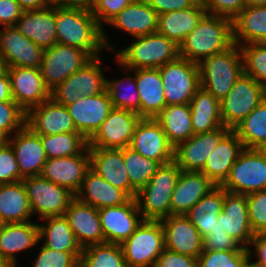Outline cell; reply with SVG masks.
<instances>
[{
  "instance_id": "51",
  "label": "cell",
  "mask_w": 266,
  "mask_h": 267,
  "mask_svg": "<svg viewBox=\"0 0 266 267\" xmlns=\"http://www.w3.org/2000/svg\"><path fill=\"white\" fill-rule=\"evenodd\" d=\"M246 198L248 219L254 234L266 233V190L250 193Z\"/></svg>"
},
{
  "instance_id": "65",
  "label": "cell",
  "mask_w": 266,
  "mask_h": 267,
  "mask_svg": "<svg viewBox=\"0 0 266 267\" xmlns=\"http://www.w3.org/2000/svg\"><path fill=\"white\" fill-rule=\"evenodd\" d=\"M0 267H11L4 259L0 257Z\"/></svg>"
},
{
  "instance_id": "66",
  "label": "cell",
  "mask_w": 266,
  "mask_h": 267,
  "mask_svg": "<svg viewBox=\"0 0 266 267\" xmlns=\"http://www.w3.org/2000/svg\"><path fill=\"white\" fill-rule=\"evenodd\" d=\"M5 224L6 223L4 222V220L0 216V231L4 228Z\"/></svg>"
},
{
  "instance_id": "10",
  "label": "cell",
  "mask_w": 266,
  "mask_h": 267,
  "mask_svg": "<svg viewBox=\"0 0 266 267\" xmlns=\"http://www.w3.org/2000/svg\"><path fill=\"white\" fill-rule=\"evenodd\" d=\"M100 56L92 58L81 69L50 91V98L56 103L68 105L81 97L94 96L106 90Z\"/></svg>"
},
{
  "instance_id": "1",
  "label": "cell",
  "mask_w": 266,
  "mask_h": 267,
  "mask_svg": "<svg viewBox=\"0 0 266 267\" xmlns=\"http://www.w3.org/2000/svg\"><path fill=\"white\" fill-rule=\"evenodd\" d=\"M57 43L80 48L92 58L100 56L102 50H112L104 28H102L88 5L55 2Z\"/></svg>"
},
{
  "instance_id": "2",
  "label": "cell",
  "mask_w": 266,
  "mask_h": 267,
  "mask_svg": "<svg viewBox=\"0 0 266 267\" xmlns=\"http://www.w3.org/2000/svg\"><path fill=\"white\" fill-rule=\"evenodd\" d=\"M233 44V20L206 13L179 46V56L199 63Z\"/></svg>"
},
{
  "instance_id": "3",
  "label": "cell",
  "mask_w": 266,
  "mask_h": 267,
  "mask_svg": "<svg viewBox=\"0 0 266 267\" xmlns=\"http://www.w3.org/2000/svg\"><path fill=\"white\" fill-rule=\"evenodd\" d=\"M198 68L200 87L222 101L244 73L240 46L234 43L230 48L204 58Z\"/></svg>"
},
{
  "instance_id": "15",
  "label": "cell",
  "mask_w": 266,
  "mask_h": 267,
  "mask_svg": "<svg viewBox=\"0 0 266 267\" xmlns=\"http://www.w3.org/2000/svg\"><path fill=\"white\" fill-rule=\"evenodd\" d=\"M98 214L104 243L122 244L143 220L135 198L122 205L100 208Z\"/></svg>"
},
{
  "instance_id": "18",
  "label": "cell",
  "mask_w": 266,
  "mask_h": 267,
  "mask_svg": "<svg viewBox=\"0 0 266 267\" xmlns=\"http://www.w3.org/2000/svg\"><path fill=\"white\" fill-rule=\"evenodd\" d=\"M44 50L26 38L15 26L0 30V55L7 68L26 67L39 69Z\"/></svg>"
},
{
  "instance_id": "13",
  "label": "cell",
  "mask_w": 266,
  "mask_h": 267,
  "mask_svg": "<svg viewBox=\"0 0 266 267\" xmlns=\"http://www.w3.org/2000/svg\"><path fill=\"white\" fill-rule=\"evenodd\" d=\"M141 117L132 111L113 108L88 140V147L122 149L130 146Z\"/></svg>"
},
{
  "instance_id": "64",
  "label": "cell",
  "mask_w": 266,
  "mask_h": 267,
  "mask_svg": "<svg viewBox=\"0 0 266 267\" xmlns=\"http://www.w3.org/2000/svg\"><path fill=\"white\" fill-rule=\"evenodd\" d=\"M8 142V137L0 131V147Z\"/></svg>"
},
{
  "instance_id": "49",
  "label": "cell",
  "mask_w": 266,
  "mask_h": 267,
  "mask_svg": "<svg viewBox=\"0 0 266 267\" xmlns=\"http://www.w3.org/2000/svg\"><path fill=\"white\" fill-rule=\"evenodd\" d=\"M217 220L213 229L203 237V250L242 251L244 247L223 229L222 213L218 216Z\"/></svg>"
},
{
  "instance_id": "30",
  "label": "cell",
  "mask_w": 266,
  "mask_h": 267,
  "mask_svg": "<svg viewBox=\"0 0 266 267\" xmlns=\"http://www.w3.org/2000/svg\"><path fill=\"white\" fill-rule=\"evenodd\" d=\"M158 14L146 0H134L107 24L135 37L157 31Z\"/></svg>"
},
{
  "instance_id": "9",
  "label": "cell",
  "mask_w": 266,
  "mask_h": 267,
  "mask_svg": "<svg viewBox=\"0 0 266 267\" xmlns=\"http://www.w3.org/2000/svg\"><path fill=\"white\" fill-rule=\"evenodd\" d=\"M166 105L190 104L200 88L198 63L182 57L159 68Z\"/></svg>"
},
{
  "instance_id": "14",
  "label": "cell",
  "mask_w": 266,
  "mask_h": 267,
  "mask_svg": "<svg viewBox=\"0 0 266 267\" xmlns=\"http://www.w3.org/2000/svg\"><path fill=\"white\" fill-rule=\"evenodd\" d=\"M230 130L228 127L221 126L210 132L192 135L174 147L173 161L182 171L201 172L208 157Z\"/></svg>"
},
{
  "instance_id": "32",
  "label": "cell",
  "mask_w": 266,
  "mask_h": 267,
  "mask_svg": "<svg viewBox=\"0 0 266 267\" xmlns=\"http://www.w3.org/2000/svg\"><path fill=\"white\" fill-rule=\"evenodd\" d=\"M75 197L97 209L122 205L130 199L123 190L114 187L91 169L86 172Z\"/></svg>"
},
{
  "instance_id": "42",
  "label": "cell",
  "mask_w": 266,
  "mask_h": 267,
  "mask_svg": "<svg viewBox=\"0 0 266 267\" xmlns=\"http://www.w3.org/2000/svg\"><path fill=\"white\" fill-rule=\"evenodd\" d=\"M79 267H127L121 244H92L83 248Z\"/></svg>"
},
{
  "instance_id": "28",
  "label": "cell",
  "mask_w": 266,
  "mask_h": 267,
  "mask_svg": "<svg viewBox=\"0 0 266 267\" xmlns=\"http://www.w3.org/2000/svg\"><path fill=\"white\" fill-rule=\"evenodd\" d=\"M216 185L202 172L181 171L171 197V215H186Z\"/></svg>"
},
{
  "instance_id": "54",
  "label": "cell",
  "mask_w": 266,
  "mask_h": 267,
  "mask_svg": "<svg viewBox=\"0 0 266 267\" xmlns=\"http://www.w3.org/2000/svg\"><path fill=\"white\" fill-rule=\"evenodd\" d=\"M206 13L233 20L244 8V0H201Z\"/></svg>"
},
{
  "instance_id": "58",
  "label": "cell",
  "mask_w": 266,
  "mask_h": 267,
  "mask_svg": "<svg viewBox=\"0 0 266 267\" xmlns=\"http://www.w3.org/2000/svg\"><path fill=\"white\" fill-rule=\"evenodd\" d=\"M250 245L254 246L258 259L256 262H250V267H266V233L254 234Z\"/></svg>"
},
{
  "instance_id": "25",
  "label": "cell",
  "mask_w": 266,
  "mask_h": 267,
  "mask_svg": "<svg viewBox=\"0 0 266 267\" xmlns=\"http://www.w3.org/2000/svg\"><path fill=\"white\" fill-rule=\"evenodd\" d=\"M14 26L43 50L51 48L57 43L55 2L43 9L23 11Z\"/></svg>"
},
{
  "instance_id": "5",
  "label": "cell",
  "mask_w": 266,
  "mask_h": 267,
  "mask_svg": "<svg viewBox=\"0 0 266 267\" xmlns=\"http://www.w3.org/2000/svg\"><path fill=\"white\" fill-rule=\"evenodd\" d=\"M136 39L116 56L118 64L127 72L136 69L160 68L179 57V46L158 32L136 37Z\"/></svg>"
},
{
  "instance_id": "31",
  "label": "cell",
  "mask_w": 266,
  "mask_h": 267,
  "mask_svg": "<svg viewBox=\"0 0 266 267\" xmlns=\"http://www.w3.org/2000/svg\"><path fill=\"white\" fill-rule=\"evenodd\" d=\"M140 99V117L155 118L166 107L164 85L159 68L132 70Z\"/></svg>"
},
{
  "instance_id": "67",
  "label": "cell",
  "mask_w": 266,
  "mask_h": 267,
  "mask_svg": "<svg viewBox=\"0 0 266 267\" xmlns=\"http://www.w3.org/2000/svg\"><path fill=\"white\" fill-rule=\"evenodd\" d=\"M52 2L60 3L62 0H51Z\"/></svg>"
},
{
  "instance_id": "29",
  "label": "cell",
  "mask_w": 266,
  "mask_h": 267,
  "mask_svg": "<svg viewBox=\"0 0 266 267\" xmlns=\"http://www.w3.org/2000/svg\"><path fill=\"white\" fill-rule=\"evenodd\" d=\"M244 150L243 143L233 130H230L208 157L201 170L216 186H221L228 178L231 167Z\"/></svg>"
},
{
  "instance_id": "40",
  "label": "cell",
  "mask_w": 266,
  "mask_h": 267,
  "mask_svg": "<svg viewBox=\"0 0 266 267\" xmlns=\"http://www.w3.org/2000/svg\"><path fill=\"white\" fill-rule=\"evenodd\" d=\"M155 119L174 147L194 135L189 104L166 105Z\"/></svg>"
},
{
  "instance_id": "39",
  "label": "cell",
  "mask_w": 266,
  "mask_h": 267,
  "mask_svg": "<svg viewBox=\"0 0 266 267\" xmlns=\"http://www.w3.org/2000/svg\"><path fill=\"white\" fill-rule=\"evenodd\" d=\"M41 220L47 221L46 225L38 224L39 241L44 238V246L64 252H82L83 248L64 215L45 217Z\"/></svg>"
},
{
  "instance_id": "12",
  "label": "cell",
  "mask_w": 266,
  "mask_h": 267,
  "mask_svg": "<svg viewBox=\"0 0 266 267\" xmlns=\"http://www.w3.org/2000/svg\"><path fill=\"white\" fill-rule=\"evenodd\" d=\"M33 214L40 219L62 216L75 195L69 190L44 178L42 175L26 177L23 180Z\"/></svg>"
},
{
  "instance_id": "63",
  "label": "cell",
  "mask_w": 266,
  "mask_h": 267,
  "mask_svg": "<svg viewBox=\"0 0 266 267\" xmlns=\"http://www.w3.org/2000/svg\"><path fill=\"white\" fill-rule=\"evenodd\" d=\"M7 71V65L5 60L0 55V76H2Z\"/></svg>"
},
{
  "instance_id": "62",
  "label": "cell",
  "mask_w": 266,
  "mask_h": 267,
  "mask_svg": "<svg viewBox=\"0 0 266 267\" xmlns=\"http://www.w3.org/2000/svg\"><path fill=\"white\" fill-rule=\"evenodd\" d=\"M245 7L266 6V0H244Z\"/></svg>"
},
{
  "instance_id": "53",
  "label": "cell",
  "mask_w": 266,
  "mask_h": 267,
  "mask_svg": "<svg viewBox=\"0 0 266 267\" xmlns=\"http://www.w3.org/2000/svg\"><path fill=\"white\" fill-rule=\"evenodd\" d=\"M133 1L134 0H94L89 7L98 24L103 28V23H108Z\"/></svg>"
},
{
  "instance_id": "41",
  "label": "cell",
  "mask_w": 266,
  "mask_h": 267,
  "mask_svg": "<svg viewBox=\"0 0 266 267\" xmlns=\"http://www.w3.org/2000/svg\"><path fill=\"white\" fill-rule=\"evenodd\" d=\"M247 149L266 146V98L233 129Z\"/></svg>"
},
{
  "instance_id": "20",
  "label": "cell",
  "mask_w": 266,
  "mask_h": 267,
  "mask_svg": "<svg viewBox=\"0 0 266 267\" xmlns=\"http://www.w3.org/2000/svg\"><path fill=\"white\" fill-rule=\"evenodd\" d=\"M90 169L88 146L78 155L46 160L41 175L76 195Z\"/></svg>"
},
{
  "instance_id": "16",
  "label": "cell",
  "mask_w": 266,
  "mask_h": 267,
  "mask_svg": "<svg viewBox=\"0 0 266 267\" xmlns=\"http://www.w3.org/2000/svg\"><path fill=\"white\" fill-rule=\"evenodd\" d=\"M129 147L161 165L174 159V146L168 141L165 132L155 118H141Z\"/></svg>"
},
{
  "instance_id": "60",
  "label": "cell",
  "mask_w": 266,
  "mask_h": 267,
  "mask_svg": "<svg viewBox=\"0 0 266 267\" xmlns=\"http://www.w3.org/2000/svg\"><path fill=\"white\" fill-rule=\"evenodd\" d=\"M23 11L43 9L53 3L51 0H16Z\"/></svg>"
},
{
  "instance_id": "24",
  "label": "cell",
  "mask_w": 266,
  "mask_h": 267,
  "mask_svg": "<svg viewBox=\"0 0 266 267\" xmlns=\"http://www.w3.org/2000/svg\"><path fill=\"white\" fill-rule=\"evenodd\" d=\"M88 149L90 169L114 187L123 190L130 198H135L137 192L130 185L124 164L123 148L88 147Z\"/></svg>"
},
{
  "instance_id": "33",
  "label": "cell",
  "mask_w": 266,
  "mask_h": 267,
  "mask_svg": "<svg viewBox=\"0 0 266 267\" xmlns=\"http://www.w3.org/2000/svg\"><path fill=\"white\" fill-rule=\"evenodd\" d=\"M39 243V228L34 222L5 224L0 231V257L10 266L18 267L17 252Z\"/></svg>"
},
{
  "instance_id": "68",
  "label": "cell",
  "mask_w": 266,
  "mask_h": 267,
  "mask_svg": "<svg viewBox=\"0 0 266 267\" xmlns=\"http://www.w3.org/2000/svg\"><path fill=\"white\" fill-rule=\"evenodd\" d=\"M262 150L266 153V146L262 148Z\"/></svg>"
},
{
  "instance_id": "23",
  "label": "cell",
  "mask_w": 266,
  "mask_h": 267,
  "mask_svg": "<svg viewBox=\"0 0 266 267\" xmlns=\"http://www.w3.org/2000/svg\"><path fill=\"white\" fill-rule=\"evenodd\" d=\"M14 133L9 136L8 143L14 150L21 176L41 175L47 160L41 135L33 133L27 126Z\"/></svg>"
},
{
  "instance_id": "21",
  "label": "cell",
  "mask_w": 266,
  "mask_h": 267,
  "mask_svg": "<svg viewBox=\"0 0 266 267\" xmlns=\"http://www.w3.org/2000/svg\"><path fill=\"white\" fill-rule=\"evenodd\" d=\"M7 73L13 100L25 112L50 99V90L46 87L39 69L9 67Z\"/></svg>"
},
{
  "instance_id": "6",
  "label": "cell",
  "mask_w": 266,
  "mask_h": 267,
  "mask_svg": "<svg viewBox=\"0 0 266 267\" xmlns=\"http://www.w3.org/2000/svg\"><path fill=\"white\" fill-rule=\"evenodd\" d=\"M121 247L127 267H154L165 249L162 223L160 220H142Z\"/></svg>"
},
{
  "instance_id": "34",
  "label": "cell",
  "mask_w": 266,
  "mask_h": 267,
  "mask_svg": "<svg viewBox=\"0 0 266 267\" xmlns=\"http://www.w3.org/2000/svg\"><path fill=\"white\" fill-rule=\"evenodd\" d=\"M206 14L201 0L190 8L158 15L157 31L180 46Z\"/></svg>"
},
{
  "instance_id": "37",
  "label": "cell",
  "mask_w": 266,
  "mask_h": 267,
  "mask_svg": "<svg viewBox=\"0 0 266 267\" xmlns=\"http://www.w3.org/2000/svg\"><path fill=\"white\" fill-rule=\"evenodd\" d=\"M0 216L6 224L30 221L32 210L23 181L0 184Z\"/></svg>"
},
{
  "instance_id": "61",
  "label": "cell",
  "mask_w": 266,
  "mask_h": 267,
  "mask_svg": "<svg viewBox=\"0 0 266 267\" xmlns=\"http://www.w3.org/2000/svg\"><path fill=\"white\" fill-rule=\"evenodd\" d=\"M93 1L94 0H62L60 3L90 6Z\"/></svg>"
},
{
  "instance_id": "46",
  "label": "cell",
  "mask_w": 266,
  "mask_h": 267,
  "mask_svg": "<svg viewBox=\"0 0 266 267\" xmlns=\"http://www.w3.org/2000/svg\"><path fill=\"white\" fill-rule=\"evenodd\" d=\"M251 246L242 251L203 250L198 256V267H250Z\"/></svg>"
},
{
  "instance_id": "4",
  "label": "cell",
  "mask_w": 266,
  "mask_h": 267,
  "mask_svg": "<svg viewBox=\"0 0 266 267\" xmlns=\"http://www.w3.org/2000/svg\"><path fill=\"white\" fill-rule=\"evenodd\" d=\"M181 171L174 161L162 164L136 193L135 200L143 220H161L171 215L170 201Z\"/></svg>"
},
{
  "instance_id": "50",
  "label": "cell",
  "mask_w": 266,
  "mask_h": 267,
  "mask_svg": "<svg viewBox=\"0 0 266 267\" xmlns=\"http://www.w3.org/2000/svg\"><path fill=\"white\" fill-rule=\"evenodd\" d=\"M26 112L15 101L0 102V131L8 138L25 126Z\"/></svg>"
},
{
  "instance_id": "56",
  "label": "cell",
  "mask_w": 266,
  "mask_h": 267,
  "mask_svg": "<svg viewBox=\"0 0 266 267\" xmlns=\"http://www.w3.org/2000/svg\"><path fill=\"white\" fill-rule=\"evenodd\" d=\"M23 10L16 0H0V24L14 26Z\"/></svg>"
},
{
  "instance_id": "8",
  "label": "cell",
  "mask_w": 266,
  "mask_h": 267,
  "mask_svg": "<svg viewBox=\"0 0 266 267\" xmlns=\"http://www.w3.org/2000/svg\"><path fill=\"white\" fill-rule=\"evenodd\" d=\"M265 98L266 89L252 77L243 73L221 101L223 126L233 130Z\"/></svg>"
},
{
  "instance_id": "47",
  "label": "cell",
  "mask_w": 266,
  "mask_h": 267,
  "mask_svg": "<svg viewBox=\"0 0 266 267\" xmlns=\"http://www.w3.org/2000/svg\"><path fill=\"white\" fill-rule=\"evenodd\" d=\"M244 73L266 89V43H251L240 46Z\"/></svg>"
},
{
  "instance_id": "27",
  "label": "cell",
  "mask_w": 266,
  "mask_h": 267,
  "mask_svg": "<svg viewBox=\"0 0 266 267\" xmlns=\"http://www.w3.org/2000/svg\"><path fill=\"white\" fill-rule=\"evenodd\" d=\"M222 227L242 247L249 248L254 232L248 219L246 195L224 189Z\"/></svg>"
},
{
  "instance_id": "36",
  "label": "cell",
  "mask_w": 266,
  "mask_h": 267,
  "mask_svg": "<svg viewBox=\"0 0 266 267\" xmlns=\"http://www.w3.org/2000/svg\"><path fill=\"white\" fill-rule=\"evenodd\" d=\"M189 106L194 134L210 132L223 126L221 101L210 92L200 87L192 97Z\"/></svg>"
},
{
  "instance_id": "57",
  "label": "cell",
  "mask_w": 266,
  "mask_h": 267,
  "mask_svg": "<svg viewBox=\"0 0 266 267\" xmlns=\"http://www.w3.org/2000/svg\"><path fill=\"white\" fill-rule=\"evenodd\" d=\"M158 15L194 6L199 0H146Z\"/></svg>"
},
{
  "instance_id": "48",
  "label": "cell",
  "mask_w": 266,
  "mask_h": 267,
  "mask_svg": "<svg viewBox=\"0 0 266 267\" xmlns=\"http://www.w3.org/2000/svg\"><path fill=\"white\" fill-rule=\"evenodd\" d=\"M81 252L53 250L44 245L33 263V267H79Z\"/></svg>"
},
{
  "instance_id": "26",
  "label": "cell",
  "mask_w": 266,
  "mask_h": 267,
  "mask_svg": "<svg viewBox=\"0 0 266 267\" xmlns=\"http://www.w3.org/2000/svg\"><path fill=\"white\" fill-rule=\"evenodd\" d=\"M64 216L82 248L104 243L97 208L83 203L75 197L66 209Z\"/></svg>"
},
{
  "instance_id": "59",
  "label": "cell",
  "mask_w": 266,
  "mask_h": 267,
  "mask_svg": "<svg viewBox=\"0 0 266 267\" xmlns=\"http://www.w3.org/2000/svg\"><path fill=\"white\" fill-rule=\"evenodd\" d=\"M1 101H14L7 71L0 76V102Z\"/></svg>"
},
{
  "instance_id": "35",
  "label": "cell",
  "mask_w": 266,
  "mask_h": 267,
  "mask_svg": "<svg viewBox=\"0 0 266 267\" xmlns=\"http://www.w3.org/2000/svg\"><path fill=\"white\" fill-rule=\"evenodd\" d=\"M233 41L238 46L266 43V6L245 7L233 19Z\"/></svg>"
},
{
  "instance_id": "43",
  "label": "cell",
  "mask_w": 266,
  "mask_h": 267,
  "mask_svg": "<svg viewBox=\"0 0 266 267\" xmlns=\"http://www.w3.org/2000/svg\"><path fill=\"white\" fill-rule=\"evenodd\" d=\"M41 143L47 159L78 155L88 146V141L78 132L41 135Z\"/></svg>"
},
{
  "instance_id": "44",
  "label": "cell",
  "mask_w": 266,
  "mask_h": 267,
  "mask_svg": "<svg viewBox=\"0 0 266 267\" xmlns=\"http://www.w3.org/2000/svg\"><path fill=\"white\" fill-rule=\"evenodd\" d=\"M125 169L131 187L138 192L157 172L161 164L155 160L145 158L132 148H123Z\"/></svg>"
},
{
  "instance_id": "7",
  "label": "cell",
  "mask_w": 266,
  "mask_h": 267,
  "mask_svg": "<svg viewBox=\"0 0 266 267\" xmlns=\"http://www.w3.org/2000/svg\"><path fill=\"white\" fill-rule=\"evenodd\" d=\"M221 186L243 195L266 190V153L262 149L244 148Z\"/></svg>"
},
{
  "instance_id": "22",
  "label": "cell",
  "mask_w": 266,
  "mask_h": 267,
  "mask_svg": "<svg viewBox=\"0 0 266 267\" xmlns=\"http://www.w3.org/2000/svg\"><path fill=\"white\" fill-rule=\"evenodd\" d=\"M160 222L166 249L198 258L203 251V237L186 215H170Z\"/></svg>"
},
{
  "instance_id": "38",
  "label": "cell",
  "mask_w": 266,
  "mask_h": 267,
  "mask_svg": "<svg viewBox=\"0 0 266 267\" xmlns=\"http://www.w3.org/2000/svg\"><path fill=\"white\" fill-rule=\"evenodd\" d=\"M224 188L215 186L186 214L200 235L205 237L213 229L223 211Z\"/></svg>"
},
{
  "instance_id": "55",
  "label": "cell",
  "mask_w": 266,
  "mask_h": 267,
  "mask_svg": "<svg viewBox=\"0 0 266 267\" xmlns=\"http://www.w3.org/2000/svg\"><path fill=\"white\" fill-rule=\"evenodd\" d=\"M154 267H198V260L165 248L158 256Z\"/></svg>"
},
{
  "instance_id": "19",
  "label": "cell",
  "mask_w": 266,
  "mask_h": 267,
  "mask_svg": "<svg viewBox=\"0 0 266 267\" xmlns=\"http://www.w3.org/2000/svg\"><path fill=\"white\" fill-rule=\"evenodd\" d=\"M25 126L38 135L77 132L67 107L51 98L26 111Z\"/></svg>"
},
{
  "instance_id": "17",
  "label": "cell",
  "mask_w": 266,
  "mask_h": 267,
  "mask_svg": "<svg viewBox=\"0 0 266 267\" xmlns=\"http://www.w3.org/2000/svg\"><path fill=\"white\" fill-rule=\"evenodd\" d=\"M66 107L77 132L87 141L95 134L113 109L107 90L94 96L81 97Z\"/></svg>"
},
{
  "instance_id": "45",
  "label": "cell",
  "mask_w": 266,
  "mask_h": 267,
  "mask_svg": "<svg viewBox=\"0 0 266 267\" xmlns=\"http://www.w3.org/2000/svg\"><path fill=\"white\" fill-rule=\"evenodd\" d=\"M129 75L130 77L126 74L125 79L106 80V90L110 96L113 108L129 110L140 116V99L136 79L135 76ZM124 88L126 90L129 89L130 92L125 91Z\"/></svg>"
},
{
  "instance_id": "11",
  "label": "cell",
  "mask_w": 266,
  "mask_h": 267,
  "mask_svg": "<svg viewBox=\"0 0 266 267\" xmlns=\"http://www.w3.org/2000/svg\"><path fill=\"white\" fill-rule=\"evenodd\" d=\"M91 59L92 57L80 48L56 43L44 50L39 67L40 74L51 91Z\"/></svg>"
},
{
  "instance_id": "52",
  "label": "cell",
  "mask_w": 266,
  "mask_h": 267,
  "mask_svg": "<svg viewBox=\"0 0 266 267\" xmlns=\"http://www.w3.org/2000/svg\"><path fill=\"white\" fill-rule=\"evenodd\" d=\"M23 179L14 150L7 142L0 147V184L14 183Z\"/></svg>"
}]
</instances>
